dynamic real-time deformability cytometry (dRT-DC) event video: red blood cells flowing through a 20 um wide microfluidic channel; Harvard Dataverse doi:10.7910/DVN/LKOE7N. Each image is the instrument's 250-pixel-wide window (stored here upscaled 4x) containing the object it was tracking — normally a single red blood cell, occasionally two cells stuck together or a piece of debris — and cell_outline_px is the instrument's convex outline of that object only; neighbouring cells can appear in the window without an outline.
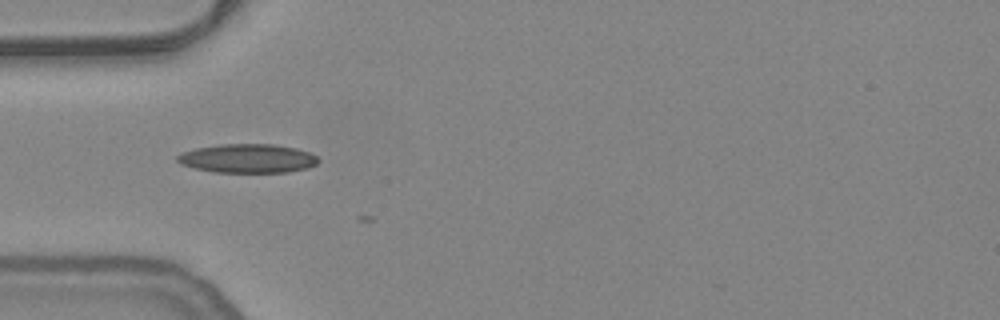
{"species": "common noctule bat (a hibernating species)", "species_latin": "Nyctalus noctula", "temperature_condition": "warm", "stored_images_in_passage": 8, "camera_frame_rate_fps": 3000, "um_per_image_px": 0.085, "animal": {"sex": "female", "body_mass_g": 24.6, "forearm_length_mm": 56.2}, "frame": {"image": 1, "passage_image": 7, "time_ms": 2.0, "image_size_px": [1000, 320], "cell_outline_px": [[320, 160], [316, 164], [308, 168], [288, 172], [212, 172], [192, 168], [180, 164], [176, 160], [176, 156], [180, 152], [196, 148], [220, 144], [272, 144], [296, 148], [308, 152], [316, 156]], "centroid_in_image_um": [21.01, 13.47], "position_along_channel_um": 64.0, "area_um2": 23.93}}